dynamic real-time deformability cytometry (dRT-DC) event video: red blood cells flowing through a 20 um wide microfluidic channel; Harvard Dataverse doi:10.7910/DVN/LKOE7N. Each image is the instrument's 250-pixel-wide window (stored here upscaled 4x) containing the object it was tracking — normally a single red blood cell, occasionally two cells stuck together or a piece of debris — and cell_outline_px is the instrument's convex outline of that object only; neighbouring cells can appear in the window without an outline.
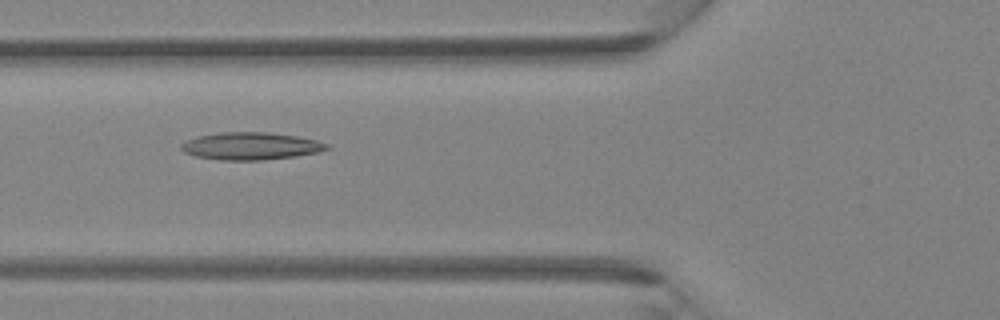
{"species": "Egyptian fruit bat (a non-hibernating species)", "species_latin": "Rousettus aegyptiacus", "temperature_condition": "room temperature", "stored_images_in_passage": 5, "camera_frame_rate_fps": 3000, "um_per_image_px": 0.085, "animal": {"sex": "female"}, "frame": {"image": 1, "passage_image": 5, "time_ms": 1.333, "image_size_px": [1000, 320], "cell_outline_px": [[332, 148], [320, 152], [296, 156], [264, 160], [220, 160], [196, 156], [184, 152], [180, 148], [180, 144], [188, 140], [200, 136], [220, 132], [268, 132], [296, 136], [316, 140], [328, 144]], "centroid_in_image_um": [21.35, 12.42], "position_along_channel_um": 104.4, "area_um2": 23.29}}